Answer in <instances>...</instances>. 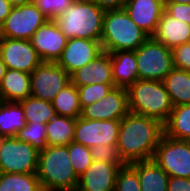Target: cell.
Instances as JSON below:
<instances>
[{
	"label": "cell",
	"mask_w": 190,
	"mask_h": 191,
	"mask_svg": "<svg viewBox=\"0 0 190 191\" xmlns=\"http://www.w3.org/2000/svg\"><path fill=\"white\" fill-rule=\"evenodd\" d=\"M164 134L159 120L129 112L121 119L118 154L124 164L151 160Z\"/></svg>",
	"instance_id": "1"
},
{
	"label": "cell",
	"mask_w": 190,
	"mask_h": 191,
	"mask_svg": "<svg viewBox=\"0 0 190 191\" xmlns=\"http://www.w3.org/2000/svg\"><path fill=\"white\" fill-rule=\"evenodd\" d=\"M42 189L76 191L79 177L70 162L67 146H48L39 151L36 171Z\"/></svg>",
	"instance_id": "2"
},
{
	"label": "cell",
	"mask_w": 190,
	"mask_h": 191,
	"mask_svg": "<svg viewBox=\"0 0 190 191\" xmlns=\"http://www.w3.org/2000/svg\"><path fill=\"white\" fill-rule=\"evenodd\" d=\"M105 10L91 0H74L54 22L68 38L101 41Z\"/></svg>",
	"instance_id": "3"
},
{
	"label": "cell",
	"mask_w": 190,
	"mask_h": 191,
	"mask_svg": "<svg viewBox=\"0 0 190 191\" xmlns=\"http://www.w3.org/2000/svg\"><path fill=\"white\" fill-rule=\"evenodd\" d=\"M149 37L131 20L124 8L105 10L100 41L104 52L135 51Z\"/></svg>",
	"instance_id": "4"
},
{
	"label": "cell",
	"mask_w": 190,
	"mask_h": 191,
	"mask_svg": "<svg viewBox=\"0 0 190 191\" xmlns=\"http://www.w3.org/2000/svg\"><path fill=\"white\" fill-rule=\"evenodd\" d=\"M127 92L129 112L168 121L174 105L162 81L138 79Z\"/></svg>",
	"instance_id": "5"
},
{
	"label": "cell",
	"mask_w": 190,
	"mask_h": 191,
	"mask_svg": "<svg viewBox=\"0 0 190 191\" xmlns=\"http://www.w3.org/2000/svg\"><path fill=\"white\" fill-rule=\"evenodd\" d=\"M139 79L163 81L172 71V51L161 42L149 37L135 50Z\"/></svg>",
	"instance_id": "6"
},
{
	"label": "cell",
	"mask_w": 190,
	"mask_h": 191,
	"mask_svg": "<svg viewBox=\"0 0 190 191\" xmlns=\"http://www.w3.org/2000/svg\"><path fill=\"white\" fill-rule=\"evenodd\" d=\"M152 159L169 177L190 178V141L164 134Z\"/></svg>",
	"instance_id": "7"
},
{
	"label": "cell",
	"mask_w": 190,
	"mask_h": 191,
	"mask_svg": "<svg viewBox=\"0 0 190 191\" xmlns=\"http://www.w3.org/2000/svg\"><path fill=\"white\" fill-rule=\"evenodd\" d=\"M49 19L31 2L13 7L0 26V37L30 40Z\"/></svg>",
	"instance_id": "8"
},
{
	"label": "cell",
	"mask_w": 190,
	"mask_h": 191,
	"mask_svg": "<svg viewBox=\"0 0 190 191\" xmlns=\"http://www.w3.org/2000/svg\"><path fill=\"white\" fill-rule=\"evenodd\" d=\"M39 151L25 141L9 136L0 148L2 173H36Z\"/></svg>",
	"instance_id": "9"
},
{
	"label": "cell",
	"mask_w": 190,
	"mask_h": 191,
	"mask_svg": "<svg viewBox=\"0 0 190 191\" xmlns=\"http://www.w3.org/2000/svg\"><path fill=\"white\" fill-rule=\"evenodd\" d=\"M30 78L31 96L50 102L71 82L70 75L56 62H42Z\"/></svg>",
	"instance_id": "10"
},
{
	"label": "cell",
	"mask_w": 190,
	"mask_h": 191,
	"mask_svg": "<svg viewBox=\"0 0 190 191\" xmlns=\"http://www.w3.org/2000/svg\"><path fill=\"white\" fill-rule=\"evenodd\" d=\"M121 120H91L76 118L74 142L88 148L98 145H117Z\"/></svg>",
	"instance_id": "11"
},
{
	"label": "cell",
	"mask_w": 190,
	"mask_h": 191,
	"mask_svg": "<svg viewBox=\"0 0 190 191\" xmlns=\"http://www.w3.org/2000/svg\"><path fill=\"white\" fill-rule=\"evenodd\" d=\"M0 56L7 69L31 73L42 61L30 40L0 37Z\"/></svg>",
	"instance_id": "12"
},
{
	"label": "cell",
	"mask_w": 190,
	"mask_h": 191,
	"mask_svg": "<svg viewBox=\"0 0 190 191\" xmlns=\"http://www.w3.org/2000/svg\"><path fill=\"white\" fill-rule=\"evenodd\" d=\"M128 113L127 89L113 87L101 100L84 107L81 117L91 120H121Z\"/></svg>",
	"instance_id": "13"
},
{
	"label": "cell",
	"mask_w": 190,
	"mask_h": 191,
	"mask_svg": "<svg viewBox=\"0 0 190 191\" xmlns=\"http://www.w3.org/2000/svg\"><path fill=\"white\" fill-rule=\"evenodd\" d=\"M68 38L61 32L54 20L40 26L30 42L42 62H57L67 45Z\"/></svg>",
	"instance_id": "14"
},
{
	"label": "cell",
	"mask_w": 190,
	"mask_h": 191,
	"mask_svg": "<svg viewBox=\"0 0 190 191\" xmlns=\"http://www.w3.org/2000/svg\"><path fill=\"white\" fill-rule=\"evenodd\" d=\"M102 52L100 41L71 38L68 39L67 45L56 63L71 75L77 69L90 63Z\"/></svg>",
	"instance_id": "15"
},
{
	"label": "cell",
	"mask_w": 190,
	"mask_h": 191,
	"mask_svg": "<svg viewBox=\"0 0 190 191\" xmlns=\"http://www.w3.org/2000/svg\"><path fill=\"white\" fill-rule=\"evenodd\" d=\"M124 164L94 161L79 176L76 191H114L117 174Z\"/></svg>",
	"instance_id": "16"
},
{
	"label": "cell",
	"mask_w": 190,
	"mask_h": 191,
	"mask_svg": "<svg viewBox=\"0 0 190 191\" xmlns=\"http://www.w3.org/2000/svg\"><path fill=\"white\" fill-rule=\"evenodd\" d=\"M137 26L152 37L164 12L163 0H127L124 6Z\"/></svg>",
	"instance_id": "17"
},
{
	"label": "cell",
	"mask_w": 190,
	"mask_h": 191,
	"mask_svg": "<svg viewBox=\"0 0 190 191\" xmlns=\"http://www.w3.org/2000/svg\"><path fill=\"white\" fill-rule=\"evenodd\" d=\"M70 79L76 86L114 83L110 53L103 51L90 63L74 71Z\"/></svg>",
	"instance_id": "18"
},
{
	"label": "cell",
	"mask_w": 190,
	"mask_h": 191,
	"mask_svg": "<svg viewBox=\"0 0 190 191\" xmlns=\"http://www.w3.org/2000/svg\"><path fill=\"white\" fill-rule=\"evenodd\" d=\"M152 37L172 50L190 42V25L171 17L164 11Z\"/></svg>",
	"instance_id": "19"
},
{
	"label": "cell",
	"mask_w": 190,
	"mask_h": 191,
	"mask_svg": "<svg viewBox=\"0 0 190 191\" xmlns=\"http://www.w3.org/2000/svg\"><path fill=\"white\" fill-rule=\"evenodd\" d=\"M110 58L114 86L128 89L139 79L135 51H114Z\"/></svg>",
	"instance_id": "20"
},
{
	"label": "cell",
	"mask_w": 190,
	"mask_h": 191,
	"mask_svg": "<svg viewBox=\"0 0 190 191\" xmlns=\"http://www.w3.org/2000/svg\"><path fill=\"white\" fill-rule=\"evenodd\" d=\"M30 95V74L15 69H6L0 84V100L6 102H19Z\"/></svg>",
	"instance_id": "21"
},
{
	"label": "cell",
	"mask_w": 190,
	"mask_h": 191,
	"mask_svg": "<svg viewBox=\"0 0 190 191\" xmlns=\"http://www.w3.org/2000/svg\"><path fill=\"white\" fill-rule=\"evenodd\" d=\"M130 165L137 171L141 191H168L169 175L153 159Z\"/></svg>",
	"instance_id": "22"
},
{
	"label": "cell",
	"mask_w": 190,
	"mask_h": 191,
	"mask_svg": "<svg viewBox=\"0 0 190 191\" xmlns=\"http://www.w3.org/2000/svg\"><path fill=\"white\" fill-rule=\"evenodd\" d=\"M175 106L190 104V72L173 68L162 81Z\"/></svg>",
	"instance_id": "23"
},
{
	"label": "cell",
	"mask_w": 190,
	"mask_h": 191,
	"mask_svg": "<svg viewBox=\"0 0 190 191\" xmlns=\"http://www.w3.org/2000/svg\"><path fill=\"white\" fill-rule=\"evenodd\" d=\"M76 119L56 115L46 124L48 146H67L74 140Z\"/></svg>",
	"instance_id": "24"
},
{
	"label": "cell",
	"mask_w": 190,
	"mask_h": 191,
	"mask_svg": "<svg viewBox=\"0 0 190 191\" xmlns=\"http://www.w3.org/2000/svg\"><path fill=\"white\" fill-rule=\"evenodd\" d=\"M26 124L24 110L19 102H0V134L16 136Z\"/></svg>",
	"instance_id": "25"
},
{
	"label": "cell",
	"mask_w": 190,
	"mask_h": 191,
	"mask_svg": "<svg viewBox=\"0 0 190 191\" xmlns=\"http://www.w3.org/2000/svg\"><path fill=\"white\" fill-rule=\"evenodd\" d=\"M164 130L170 138L190 141V104L173 107Z\"/></svg>",
	"instance_id": "26"
},
{
	"label": "cell",
	"mask_w": 190,
	"mask_h": 191,
	"mask_svg": "<svg viewBox=\"0 0 190 191\" xmlns=\"http://www.w3.org/2000/svg\"><path fill=\"white\" fill-rule=\"evenodd\" d=\"M56 115L76 119L81 116L79 91L72 82L67 84L51 101Z\"/></svg>",
	"instance_id": "27"
},
{
	"label": "cell",
	"mask_w": 190,
	"mask_h": 191,
	"mask_svg": "<svg viewBox=\"0 0 190 191\" xmlns=\"http://www.w3.org/2000/svg\"><path fill=\"white\" fill-rule=\"evenodd\" d=\"M23 110L26 123L47 124L56 116L55 109L50 101L42 100L34 96L19 101Z\"/></svg>",
	"instance_id": "28"
},
{
	"label": "cell",
	"mask_w": 190,
	"mask_h": 191,
	"mask_svg": "<svg viewBox=\"0 0 190 191\" xmlns=\"http://www.w3.org/2000/svg\"><path fill=\"white\" fill-rule=\"evenodd\" d=\"M42 187L36 173L0 174V191H41Z\"/></svg>",
	"instance_id": "29"
},
{
	"label": "cell",
	"mask_w": 190,
	"mask_h": 191,
	"mask_svg": "<svg viewBox=\"0 0 190 191\" xmlns=\"http://www.w3.org/2000/svg\"><path fill=\"white\" fill-rule=\"evenodd\" d=\"M18 140L25 141L38 151L47 147L46 124L34 122L27 123L15 136Z\"/></svg>",
	"instance_id": "30"
},
{
	"label": "cell",
	"mask_w": 190,
	"mask_h": 191,
	"mask_svg": "<svg viewBox=\"0 0 190 191\" xmlns=\"http://www.w3.org/2000/svg\"><path fill=\"white\" fill-rule=\"evenodd\" d=\"M70 162L77 176H81L92 164L90 148L72 141L67 145Z\"/></svg>",
	"instance_id": "31"
},
{
	"label": "cell",
	"mask_w": 190,
	"mask_h": 191,
	"mask_svg": "<svg viewBox=\"0 0 190 191\" xmlns=\"http://www.w3.org/2000/svg\"><path fill=\"white\" fill-rule=\"evenodd\" d=\"M113 87H115L114 83H99L77 86L81 108L83 109L84 107L101 100Z\"/></svg>",
	"instance_id": "32"
},
{
	"label": "cell",
	"mask_w": 190,
	"mask_h": 191,
	"mask_svg": "<svg viewBox=\"0 0 190 191\" xmlns=\"http://www.w3.org/2000/svg\"><path fill=\"white\" fill-rule=\"evenodd\" d=\"M114 191H141L137 171L130 164L120 167Z\"/></svg>",
	"instance_id": "33"
},
{
	"label": "cell",
	"mask_w": 190,
	"mask_h": 191,
	"mask_svg": "<svg viewBox=\"0 0 190 191\" xmlns=\"http://www.w3.org/2000/svg\"><path fill=\"white\" fill-rule=\"evenodd\" d=\"M74 0H32V3L49 19L61 15Z\"/></svg>",
	"instance_id": "34"
},
{
	"label": "cell",
	"mask_w": 190,
	"mask_h": 191,
	"mask_svg": "<svg viewBox=\"0 0 190 191\" xmlns=\"http://www.w3.org/2000/svg\"><path fill=\"white\" fill-rule=\"evenodd\" d=\"M90 151L94 161L108 162L111 164H124L118 154L116 145H98L90 148Z\"/></svg>",
	"instance_id": "35"
},
{
	"label": "cell",
	"mask_w": 190,
	"mask_h": 191,
	"mask_svg": "<svg viewBox=\"0 0 190 191\" xmlns=\"http://www.w3.org/2000/svg\"><path fill=\"white\" fill-rule=\"evenodd\" d=\"M171 51L174 68L190 72V42L181 44Z\"/></svg>",
	"instance_id": "36"
},
{
	"label": "cell",
	"mask_w": 190,
	"mask_h": 191,
	"mask_svg": "<svg viewBox=\"0 0 190 191\" xmlns=\"http://www.w3.org/2000/svg\"><path fill=\"white\" fill-rule=\"evenodd\" d=\"M164 5H165L164 11L168 15L190 25V3L189 4L164 3Z\"/></svg>",
	"instance_id": "37"
},
{
	"label": "cell",
	"mask_w": 190,
	"mask_h": 191,
	"mask_svg": "<svg viewBox=\"0 0 190 191\" xmlns=\"http://www.w3.org/2000/svg\"><path fill=\"white\" fill-rule=\"evenodd\" d=\"M168 191H190V178L169 177Z\"/></svg>",
	"instance_id": "38"
},
{
	"label": "cell",
	"mask_w": 190,
	"mask_h": 191,
	"mask_svg": "<svg viewBox=\"0 0 190 191\" xmlns=\"http://www.w3.org/2000/svg\"><path fill=\"white\" fill-rule=\"evenodd\" d=\"M104 10L123 9L127 0H91Z\"/></svg>",
	"instance_id": "39"
},
{
	"label": "cell",
	"mask_w": 190,
	"mask_h": 191,
	"mask_svg": "<svg viewBox=\"0 0 190 191\" xmlns=\"http://www.w3.org/2000/svg\"><path fill=\"white\" fill-rule=\"evenodd\" d=\"M13 6L8 0H0V26L4 23L7 16L10 14Z\"/></svg>",
	"instance_id": "40"
},
{
	"label": "cell",
	"mask_w": 190,
	"mask_h": 191,
	"mask_svg": "<svg viewBox=\"0 0 190 191\" xmlns=\"http://www.w3.org/2000/svg\"><path fill=\"white\" fill-rule=\"evenodd\" d=\"M13 7L22 6L31 3L32 0H8Z\"/></svg>",
	"instance_id": "41"
},
{
	"label": "cell",
	"mask_w": 190,
	"mask_h": 191,
	"mask_svg": "<svg viewBox=\"0 0 190 191\" xmlns=\"http://www.w3.org/2000/svg\"><path fill=\"white\" fill-rule=\"evenodd\" d=\"M6 69H7L6 65L4 64L0 56V84H1L3 76L5 75Z\"/></svg>",
	"instance_id": "42"
},
{
	"label": "cell",
	"mask_w": 190,
	"mask_h": 191,
	"mask_svg": "<svg viewBox=\"0 0 190 191\" xmlns=\"http://www.w3.org/2000/svg\"><path fill=\"white\" fill-rule=\"evenodd\" d=\"M164 3H178V4H182V3H186L189 4L190 0H163Z\"/></svg>",
	"instance_id": "43"
},
{
	"label": "cell",
	"mask_w": 190,
	"mask_h": 191,
	"mask_svg": "<svg viewBox=\"0 0 190 191\" xmlns=\"http://www.w3.org/2000/svg\"><path fill=\"white\" fill-rule=\"evenodd\" d=\"M9 136L7 135H4V134H0V148L2 147V145L5 143L6 139L8 138Z\"/></svg>",
	"instance_id": "44"
},
{
	"label": "cell",
	"mask_w": 190,
	"mask_h": 191,
	"mask_svg": "<svg viewBox=\"0 0 190 191\" xmlns=\"http://www.w3.org/2000/svg\"><path fill=\"white\" fill-rule=\"evenodd\" d=\"M41 191H55V190H45V189H42Z\"/></svg>",
	"instance_id": "45"
}]
</instances>
